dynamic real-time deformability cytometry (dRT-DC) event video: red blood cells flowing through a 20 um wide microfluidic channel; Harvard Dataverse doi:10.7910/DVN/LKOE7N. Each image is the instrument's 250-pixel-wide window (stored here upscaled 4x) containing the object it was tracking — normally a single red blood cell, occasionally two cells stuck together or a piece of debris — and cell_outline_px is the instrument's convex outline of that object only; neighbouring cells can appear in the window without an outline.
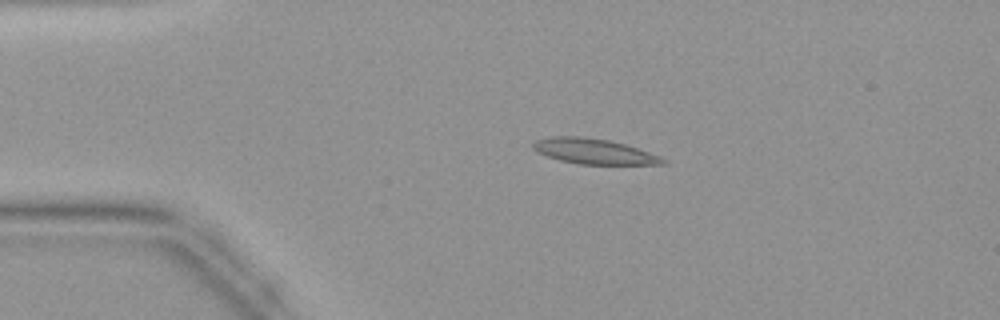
{"species": "common noctule bat (a hibernating species)", "species_latin": "Nyctalus noctula", "temperature_condition": "warm", "stored_images_in_passage": 44, "camera_frame_rate_fps": 3000, "um_per_image_px": 0.085, "animal": {"sex": "female", "body_mass_g": 19.9}, "frame": {"image": 1, "passage_image": 9, "time_ms": 2.667, "image_size_px": [1000, 320], "cell_outline_px": [[668, 160], [664, 164], [580, 164], [560, 160], [548, 156], [532, 148], [532, 144], [536, 140], [552, 136], [580, 136], [608, 140], [624, 144], [660, 156]], "centroid_in_image_um": [50.48, 12.86], "position_along_channel_um": 34.5, "area_um2": 18.84}}
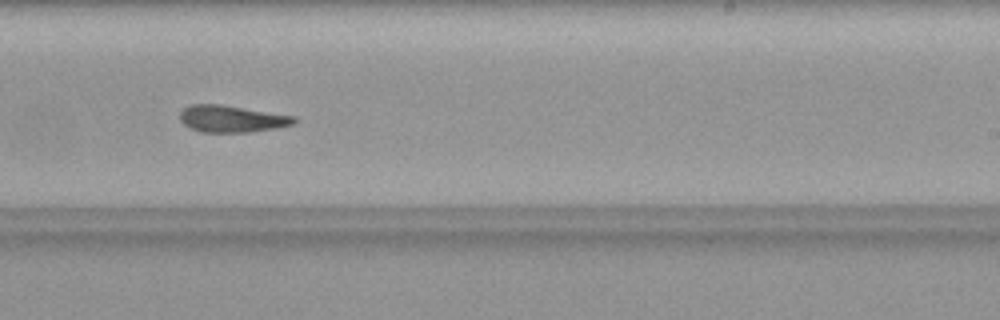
{"frame": {"image": 2, "passage_image": 27, "time_ms": 8.667, "image_size_px": [1000, 320], "cell_outline_px": [[296, 124], [276, 128], [248, 132], [200, 132], [184, 124], [180, 120], [180, 112], [184, 108], [192, 104], [220, 104], [296, 116]], "centroid_in_image_um": [19.72, 10.1], "position_along_channel_um": 269.3, "area_um2": 17.86}}
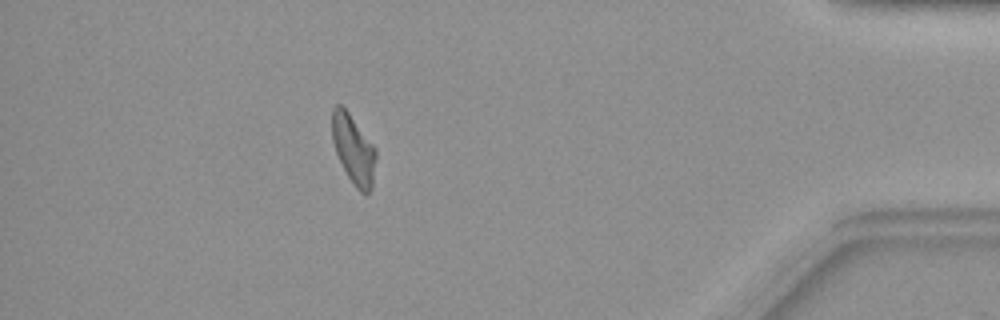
{"frame": {"image": 3, "passage_image": 39, "time_ms": 12.667, "image_size_px": [1000, 320], "cell_outline_px": [[376, 160], [372, 184], [368, 192], [360, 192], [356, 188], [348, 176], [336, 152], [332, 140], [332, 108], [336, 104], [340, 104], [348, 112], [376, 148]], "centroid_in_image_um": [30.04, 12.66], "position_along_channel_um": 405.2, "area_um2": 17.34}}